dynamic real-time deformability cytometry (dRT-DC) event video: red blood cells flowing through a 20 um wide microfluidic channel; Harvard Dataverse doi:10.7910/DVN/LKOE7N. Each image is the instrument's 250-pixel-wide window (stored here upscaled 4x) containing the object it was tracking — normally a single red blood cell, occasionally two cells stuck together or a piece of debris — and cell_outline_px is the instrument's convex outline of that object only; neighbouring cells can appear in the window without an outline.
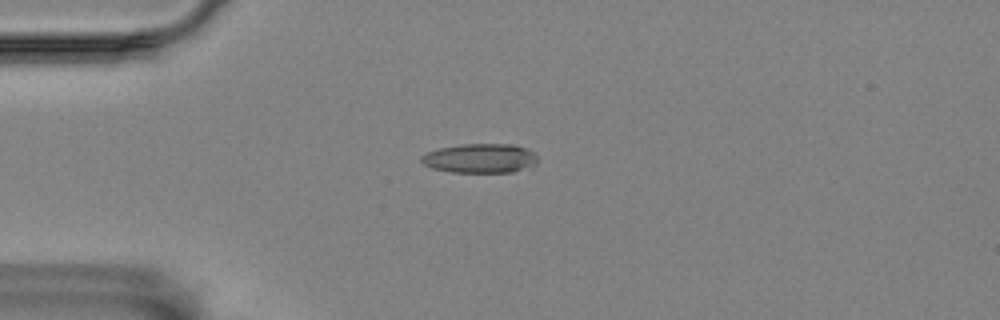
{"species": "Egyptian fruit bat (a non-hibernating species)", "species_latin": "Rousettus aegyptiacus", "temperature_condition": "room temperature", "stored_images_in_passage": 9, "camera_frame_rate_fps": 3000, "um_per_image_px": 0.085, "animal": {"sex": "female"}, "frame": {"image": 1, "passage_image": 4, "time_ms": 4.333, "image_size_px": [1000, 320], "cell_outline_px": [[536, 164], [532, 168], [512, 172], [452, 172], [432, 168], [424, 164], [420, 160], [420, 156], [428, 152], [440, 148], [460, 144], [512, 144], [528, 148], [536, 152]], "centroid_in_image_um": [40.87, 13.45], "position_along_channel_um": 44.1, "area_um2": 20.11}}
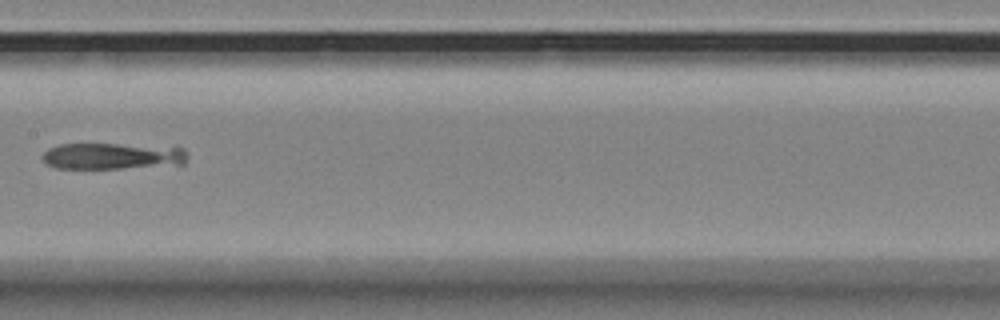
{"frame": {"image": 2, "passage_image": 8, "time_ms": 9.333, "image_size_px": [1000, 320], "cell_outline_px": [[188, 156], [184, 164], [120, 168], [56, 168], [48, 164], [40, 156], [48, 148], [60, 144], [176, 144], [184, 148]], "centroid_in_image_um": [9.68, 13.23], "position_along_channel_um": 197.7, "area_um2": 22.95}}
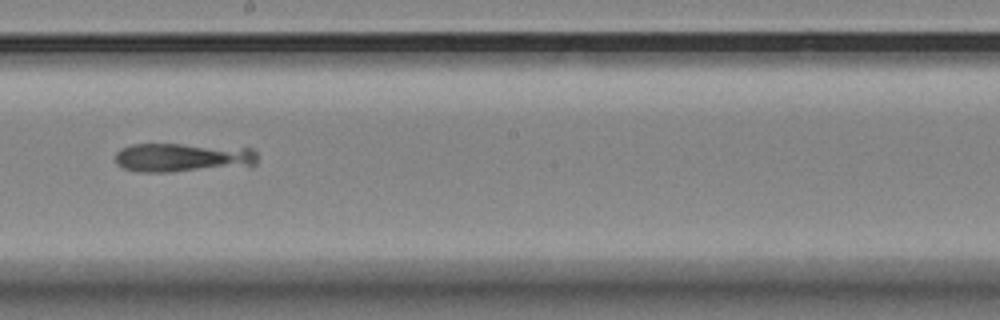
{"frame": {"image": 3, "passage_image": 9, "time_ms": 10.333, "image_size_px": [1000, 320], "cell_outline_px": [[256, 164], [172, 172], [136, 172], [124, 168], [116, 164], [116, 152], [120, 148], [132, 144], [180, 144], [252, 148], [256, 152]], "centroid_in_image_um": [15.45, 13.38], "position_along_channel_um": 232.8, "area_um2": 23.81}}